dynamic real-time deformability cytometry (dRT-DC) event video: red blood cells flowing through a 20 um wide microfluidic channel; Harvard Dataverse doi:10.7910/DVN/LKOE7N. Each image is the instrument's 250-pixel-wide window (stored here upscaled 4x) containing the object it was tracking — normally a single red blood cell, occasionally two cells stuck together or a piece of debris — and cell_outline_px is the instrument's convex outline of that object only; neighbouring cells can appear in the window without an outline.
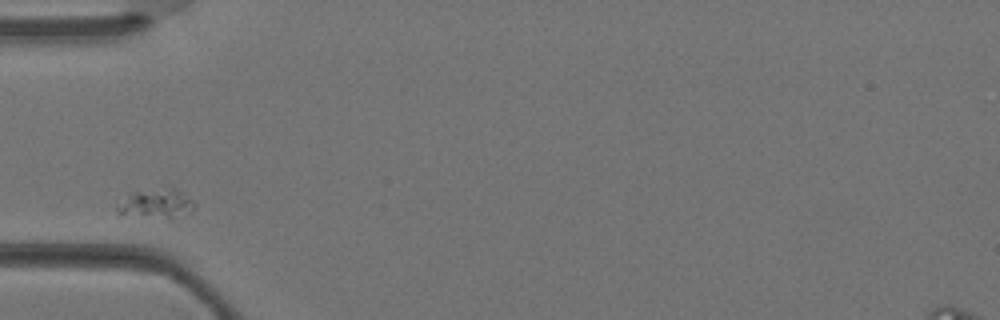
{"species": "Egyptian fruit bat (a non-hibernating species)", "species_latin": "Rousettus aegyptiacus", "temperature_condition": "warm", "stored_images_in_passage": 1, "camera_frame_rate_fps": 3000, "um_per_image_px": 0.085, "animal": {"sex": "female"}, "frame": {"image": 1, "passage_image": 1, "time_ms": 0.0, "image_size_px": [1000, 320], "cell_outline_px": [[192, 212], [172, 220], [116, 212], [116, 204], [136, 188], [172, 184], [192, 200]], "centroid_in_image_um": [13.28, 17.22], "position_along_channel_um": 71.7, "area_um2": 14.16}}